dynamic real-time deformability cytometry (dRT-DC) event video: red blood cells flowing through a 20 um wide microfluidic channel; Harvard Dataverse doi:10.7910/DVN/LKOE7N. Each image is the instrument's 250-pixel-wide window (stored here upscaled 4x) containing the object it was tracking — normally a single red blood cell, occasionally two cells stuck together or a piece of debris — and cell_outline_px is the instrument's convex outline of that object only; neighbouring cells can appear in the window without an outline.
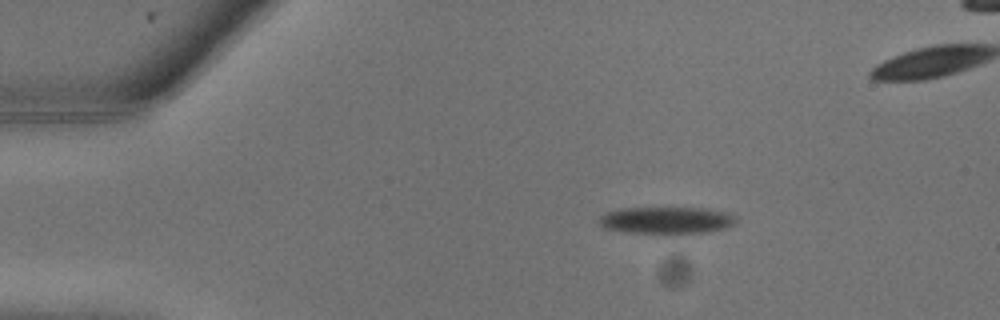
{"species": "common noctule bat (a hibernating species)", "species_latin": "Nyctalus noctula", "temperature_condition": "warm", "stored_images_in_passage": 2, "camera_frame_rate_fps": 3000, "um_per_image_px": 0.085, "animal": {"sex": "male", "body_mass_g": 13.3}, "frame": {"image": 1, "passage_image": 1, "time_ms": 0.0, "image_size_px": [1000, 320], "cell_outline_px": [[736, 220], [732, 224], [724, 228], [708, 232], [672, 236], [664, 236], [624, 232], [604, 228], [596, 220], [600, 216], [608, 212], [620, 208], [704, 208], [724, 212], [732, 216]], "centroid_in_image_um": [56.57, 18.77], "position_along_channel_um": 28.4, "area_um2": 22.25}}